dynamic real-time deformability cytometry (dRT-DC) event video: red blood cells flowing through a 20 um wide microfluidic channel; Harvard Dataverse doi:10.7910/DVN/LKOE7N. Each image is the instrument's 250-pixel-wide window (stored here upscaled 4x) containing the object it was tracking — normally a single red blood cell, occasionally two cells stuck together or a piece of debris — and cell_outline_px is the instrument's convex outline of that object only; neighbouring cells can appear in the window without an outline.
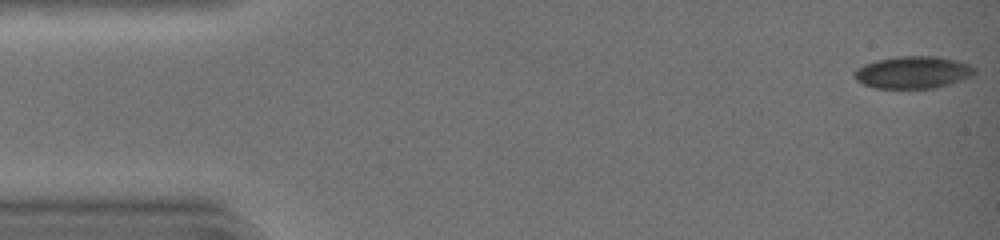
{"species": "common noctule bat (a hibernating species)", "species_latin": "Nyctalus noctula", "temperature_condition": "warm", "stored_images_in_passage": 30, "camera_frame_rate_fps": 3000, "um_per_image_px": 0.085, "animal": {"sex": "female", "body_mass_g": 19.0, "forearm_length_mm": 51.5}, "frame": {"image": 1, "passage_image": 1, "time_ms": 0.0, "image_size_px": [1000, 240], "cell_outline_px": [[976, 72], [972, 76], [948, 84], [932, 88], [872, 88], [856, 80], [852, 76], [852, 72], [864, 64], [876, 60], [900, 56], [936, 56], [956, 60], [968, 64], [976, 68]], "centroid_in_image_um": [77.57, 6.15], "position_along_channel_um": 7.4, "area_um2": 22.6}}
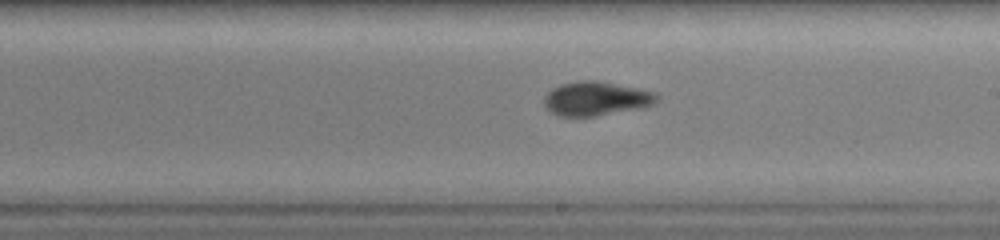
{"frame": {"image": 2, "passage_image": 26, "time_ms": 8.333, "image_size_px": [1000, 240], "cell_outline_px": [[660, 100], [656, 104], [644, 108], [596, 116], [556, 116], [544, 108], [544, 96], [552, 88], [560, 84], [580, 80], [596, 80], [656, 92], [660, 96]], "centroid_in_image_um": [50.69, 8.39], "position_along_channel_um": 238.3, "area_um2": 22.83}}
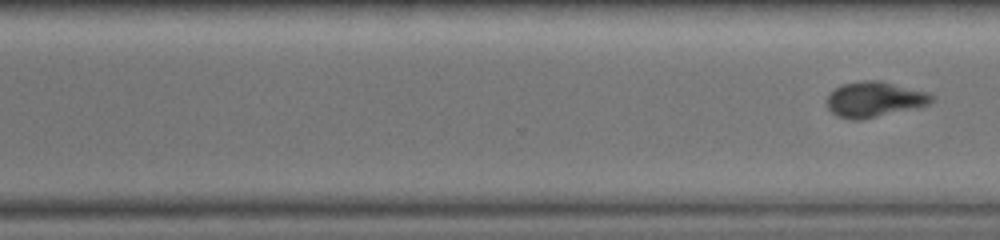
{"frame": {"image": 3, "passage_image": 30, "time_ms": 9.667, "image_size_px": [1000, 240], "cell_outline_px": [[936, 100], [928, 104], [916, 108], [860, 120], [852, 120], [836, 116], [828, 108], [824, 100], [836, 88], [844, 84], [860, 80], [880, 80], [928, 92], [936, 96]], "centroid_in_image_um": [74.34, 8.45], "position_along_channel_um": 296.3, "area_um2": 21.85}}